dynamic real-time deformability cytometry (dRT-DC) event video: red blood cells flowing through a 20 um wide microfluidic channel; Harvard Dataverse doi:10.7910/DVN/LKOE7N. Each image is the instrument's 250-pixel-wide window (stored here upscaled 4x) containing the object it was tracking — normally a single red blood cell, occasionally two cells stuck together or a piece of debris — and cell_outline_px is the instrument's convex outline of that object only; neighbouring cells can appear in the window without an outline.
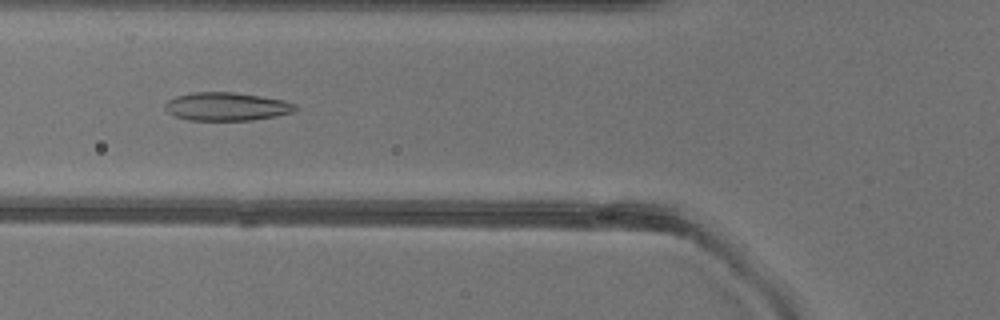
{"species": "common noctule bat (a hibernating species)", "species_latin": "Nyctalus noctula", "temperature_condition": "warm", "stored_images_in_passage": 47, "camera_frame_rate_fps": 3000, "um_per_image_px": 0.085, "animal": {"sex": "female"}, "frame": {"image": 1, "passage_image": 19, "time_ms": 6.0, "image_size_px": [1000, 320], "cell_outline_px": [[296, 108], [292, 112], [276, 116], [252, 120], [188, 120], [176, 116], [168, 112], [164, 108], [164, 104], [168, 100], [176, 96], [196, 92], [232, 92], [260, 96], [284, 100], [296, 104]], "centroid_in_image_um": [19.25, 9.05], "position_along_channel_um": 106.6, "area_um2": 21.33}}
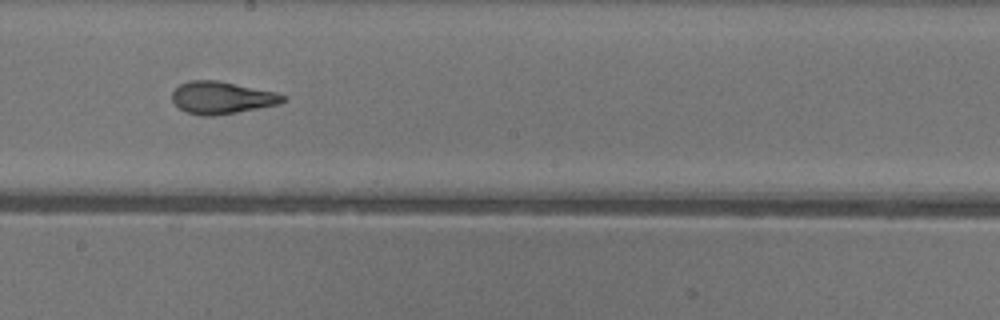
{"frame": {"image": 2, "passage_image": 28, "time_ms": 9.0, "image_size_px": [1000, 320], "cell_outline_px": [[288, 96], [280, 104], [236, 112], [212, 116], [200, 116], [188, 112], [180, 108], [172, 100], [172, 92], [180, 84], [188, 80], [216, 80], [276, 92]], "centroid_in_image_um": [18.85, 8.3], "position_along_channel_um": 229.3, "area_um2": 20.75}}
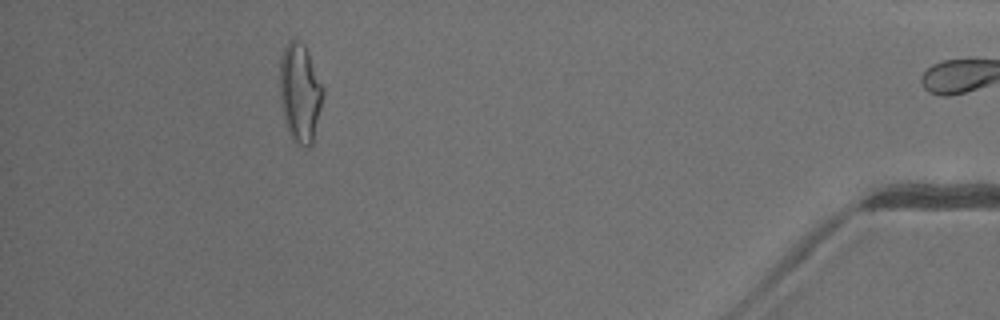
{"frame": {"image": 3, "passage_image": 46, "time_ms": 15.0, "image_size_px": [1000, 320], "cell_outline_px": [[324, 96], [312, 144], [308, 148], [300, 144], [292, 136], [288, 128], [284, 116], [280, 100], [280, 56], [288, 40], [296, 40], [304, 44], [308, 52], [324, 88]], "centroid_in_image_um": [25.51, 7.84], "position_along_channel_um": 409.7, "area_um2": 24.62}, "authors_computed_cell_mechanics": {"area_um2": 21.8484, "velocity_mm_per_s": 4.0847, "shape_relaxation_time_tau1_ms": 6.8973, "shape_relaxation_time_tau2_ms": 1.7173, "deformation_change_tau1": 0.2135, "deformation_change_tau2": 0.0865}}